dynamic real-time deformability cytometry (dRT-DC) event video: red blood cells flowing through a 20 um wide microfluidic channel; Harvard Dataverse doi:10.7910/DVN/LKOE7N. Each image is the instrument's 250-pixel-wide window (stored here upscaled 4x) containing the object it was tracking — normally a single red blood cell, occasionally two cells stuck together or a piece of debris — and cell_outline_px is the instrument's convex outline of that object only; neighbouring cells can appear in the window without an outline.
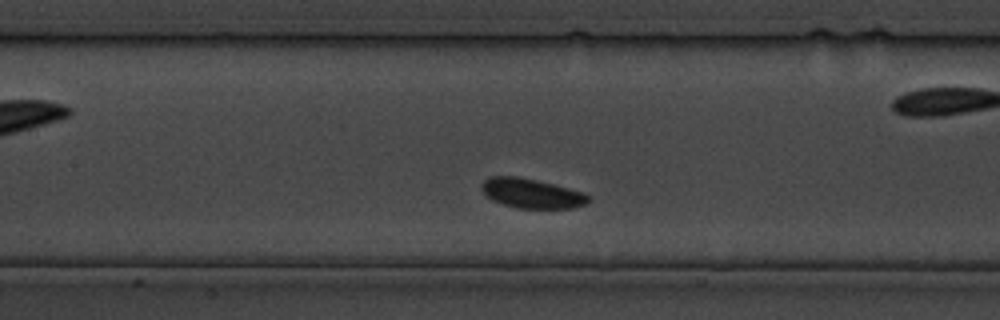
{"species": "common noctule bat (a hibernating species)", "species_latin": "Nyctalus noctula", "temperature_condition": "cold", "stored_images_in_passage": 17, "camera_frame_rate_fps": 3000, "um_per_image_px": 0.085, "animal": {"sex": "male", "body_mass_g": 19.5, "forearm_length_mm": 54.6}, "frame": {"image": 1, "passage_image": 6, "time_ms": 5.667, "image_size_px": [1000, 320], "cell_outline_px": [[588, 200], [584, 204], [572, 208], [516, 208], [492, 200], [480, 188], [480, 184], [488, 176], [516, 176], [536, 180], [584, 192], [588, 196]], "centroid_in_image_um": [45.13, 16.43], "position_along_channel_um": 162.3, "area_um2": 18.21}}